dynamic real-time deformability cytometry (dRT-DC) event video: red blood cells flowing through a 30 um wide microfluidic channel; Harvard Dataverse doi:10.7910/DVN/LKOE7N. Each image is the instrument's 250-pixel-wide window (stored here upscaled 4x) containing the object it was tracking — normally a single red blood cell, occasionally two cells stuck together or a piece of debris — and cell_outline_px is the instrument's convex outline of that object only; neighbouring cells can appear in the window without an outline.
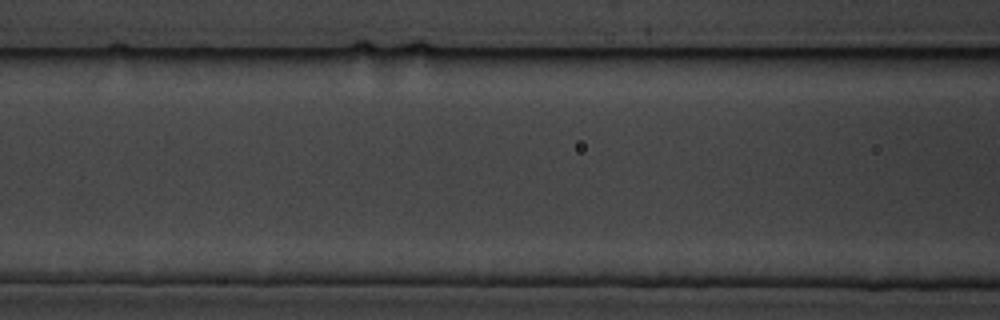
{"species": "common noctule bat (a hibernating species)", "species_latin": "Nyctalus noctula", "temperature_condition": "cold", "stored_images_in_passage": 6, "segment_of_instrument_passage": [2, 2], "camera_frame_rate_fps": 3000, "um_per_image_px": 0.085, "animal": {"sex": "male", "body_mass_g": 19.5, "forearm_length_mm": 54.6}, "frame": {"image": 1, "passage_image": 4, "time_ms": 1.0, "image_size_px": [1000, 320], "cell_outline_px": [[376, 228], [368, 232], [276, 236], [248, 232], [240, 228], [240, 224], [252, 220], [276, 220], [344, 224]], "centroid_in_image_um": [25.43, 19.38], "position_along_channel_um": 141.2, "area_um2": 10.75}}